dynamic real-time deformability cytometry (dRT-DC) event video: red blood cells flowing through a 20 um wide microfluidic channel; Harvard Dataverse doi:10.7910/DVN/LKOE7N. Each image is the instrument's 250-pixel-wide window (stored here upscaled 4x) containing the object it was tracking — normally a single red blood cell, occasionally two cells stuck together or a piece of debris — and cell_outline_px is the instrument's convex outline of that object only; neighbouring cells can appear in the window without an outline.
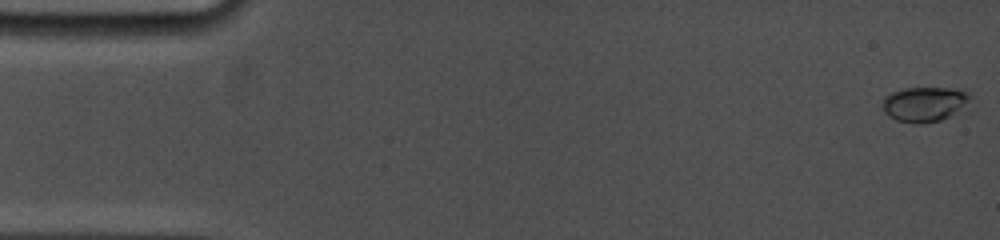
{"species": "common noctule bat (a hibernating species)", "species_latin": "Nyctalus noctula", "temperature_condition": "cold", "stored_images_in_passage": 86, "camera_frame_rate_fps": 5000, "um_per_image_px": 0.085, "animal": {"sex": "female", "body_mass_g": 19.0, "forearm_length_mm": 53.3}, "frame": {"image": 1, "passage_image": 1, "time_ms": 0.0, "image_size_px": [1000, 240], "cell_outline_px": [[972, 96], [968, 100], [948, 116], [940, 120], [920, 124], [896, 120], [888, 116], [884, 112], [884, 96], [892, 92], [904, 88], [964, 88]], "centroid_in_image_um": [78.54, 8.82], "position_along_channel_um": 6.5, "area_um2": 17.46}}
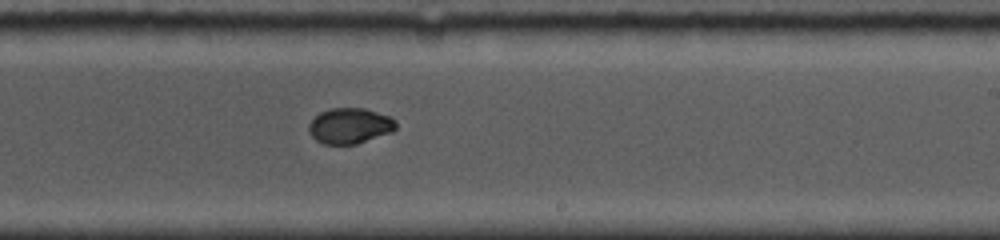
{"frame": {"image": 2, "passage_image": 49, "time_ms": 10.2, "image_size_px": [1000, 240], "cell_outline_px": [[396, 128], [392, 132], [356, 144], [324, 144], [316, 140], [308, 132], [308, 124], [320, 112], [332, 108], [364, 108], [388, 116], [396, 120]], "centroid_in_image_um": [29.72, 10.7], "position_along_channel_um": 259.3, "area_um2": 18.03}}
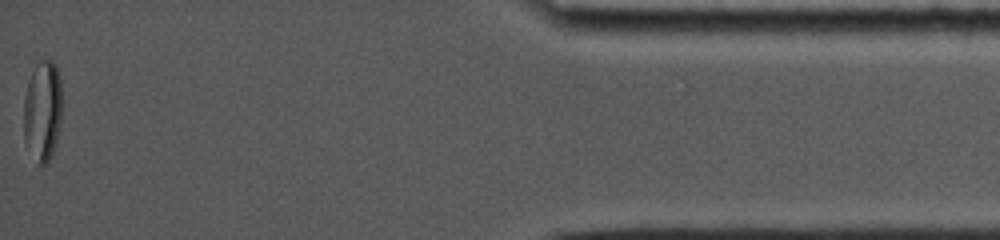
{"frame": {"image": 3, "passage_image": 86, "time_ms": 16.4, "image_size_px": [1000, 240], "cell_outline_px": [[60, 120], [56, 144], [52, 156], [48, 164], [36, 164], [24, 140], [24, 96], [28, 80], [36, 64], [40, 60], [52, 60], [56, 64], [60, 76]], "centroid_in_image_um": [3.6, 9.44], "position_along_channel_um": 431.6, "area_um2": 22.66}}